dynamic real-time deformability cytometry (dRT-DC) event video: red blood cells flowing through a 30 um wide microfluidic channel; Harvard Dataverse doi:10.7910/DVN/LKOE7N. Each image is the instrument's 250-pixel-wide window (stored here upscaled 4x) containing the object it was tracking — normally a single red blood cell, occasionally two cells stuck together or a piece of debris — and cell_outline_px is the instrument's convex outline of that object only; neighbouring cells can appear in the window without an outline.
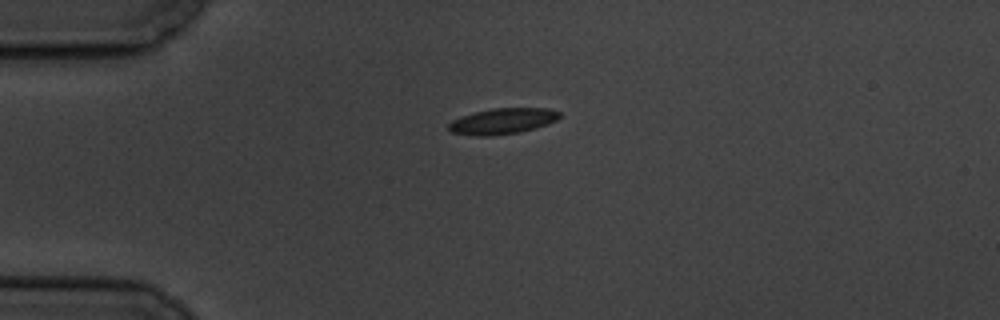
{"species": "common noctule bat (a hibernating species)", "species_latin": "Nyctalus noctula", "temperature_condition": "cold", "stored_images_in_passage": 1, "camera_frame_rate_fps": 3000, "um_per_image_px": 0.085, "animal": {"sex": "male", "body_mass_g": 19.5, "forearm_length_mm": 54.6}, "frame": {"image": 1, "passage_image": 1, "time_ms": 0.0, "image_size_px": [1000, 320], "cell_outline_px": [[560, 116], [556, 120], [548, 124], [520, 132], [488, 136], [476, 136], [452, 132], [448, 128], [448, 124], [452, 120], [460, 116], [492, 108], [548, 108], [560, 112]], "centroid_in_image_um": [42.71, 10.29], "position_along_channel_um": 42.3, "area_um2": 16.65}}